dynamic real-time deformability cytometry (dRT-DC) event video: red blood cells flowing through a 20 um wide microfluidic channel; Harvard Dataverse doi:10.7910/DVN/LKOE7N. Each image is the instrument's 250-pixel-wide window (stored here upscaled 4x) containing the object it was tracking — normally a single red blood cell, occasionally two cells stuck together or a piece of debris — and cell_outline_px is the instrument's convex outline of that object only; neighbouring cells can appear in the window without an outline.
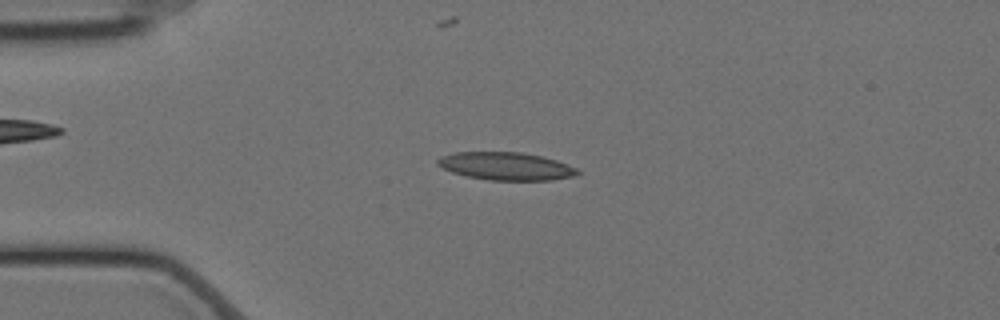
{"species": "Egyptian fruit bat (a non-hibernating species)", "species_latin": "Rousettus aegyptiacus", "temperature_condition": "cold", "stored_images_in_passage": 45, "camera_frame_rate_fps": 3000, "um_per_image_px": 0.085, "animal": {"sex": "female"}, "frame": {"image": 1, "passage_image": 1, "time_ms": 0.0, "image_size_px": [1000, 320], "cell_outline_px": [[580, 172], [572, 176], [552, 180], [488, 180], [468, 176], [452, 172], [436, 164], [436, 160], [440, 156], [456, 152], [520, 152], [540, 156], [556, 160], [576, 168]], "centroid_in_image_um": [42.97, 14.12], "position_along_channel_um": 42.0, "area_um2": 22.48}}
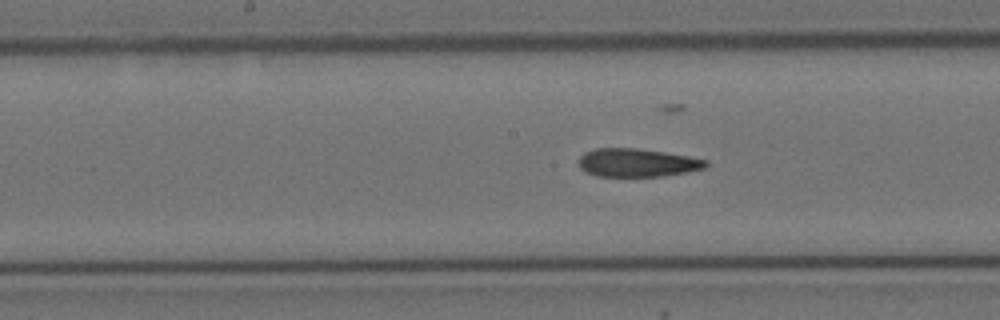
{"frame": {"image": 2, "passage_image": 16, "time_ms": 5.0, "image_size_px": [1000, 320], "cell_outline_px": [[708, 164], [704, 168], [688, 172], [664, 176], [596, 176], [580, 168], [580, 156], [584, 152], [596, 148], [636, 148], [664, 152], [688, 156], [708, 160]], "centroid_in_image_um": [54.18, 13.83], "position_along_channel_um": 194.0, "area_um2": 20.87}}
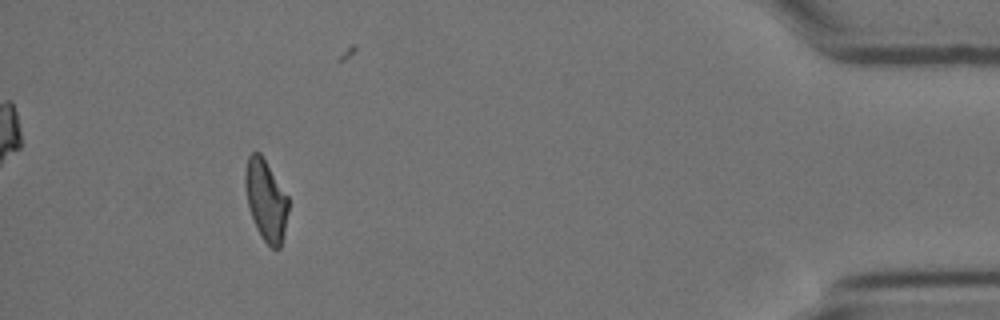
{"frame": {"image": 3, "passage_image": 40, "time_ms": 13.0, "image_size_px": [1000, 320], "cell_outline_px": [[288, 212], [284, 232], [280, 248], [272, 248], [264, 240], [256, 228], [248, 204], [244, 184], [244, 172], [248, 156], [252, 152], [260, 152], [288, 196]], "centroid_in_image_um": [22.59, 16.98], "position_along_channel_um": 412.6, "area_um2": 20.23}, "authors_computed_cell_mechanics": {"area_um2": 21.675, "velocity_mm_per_s": 3.5037, "shape_relaxation_time_tau1_ms": null, "shape_relaxation_time_tau2_ms": 2.8987, "deformation_change_tau1": null, "deformation_change_tau2": 0.1183}}